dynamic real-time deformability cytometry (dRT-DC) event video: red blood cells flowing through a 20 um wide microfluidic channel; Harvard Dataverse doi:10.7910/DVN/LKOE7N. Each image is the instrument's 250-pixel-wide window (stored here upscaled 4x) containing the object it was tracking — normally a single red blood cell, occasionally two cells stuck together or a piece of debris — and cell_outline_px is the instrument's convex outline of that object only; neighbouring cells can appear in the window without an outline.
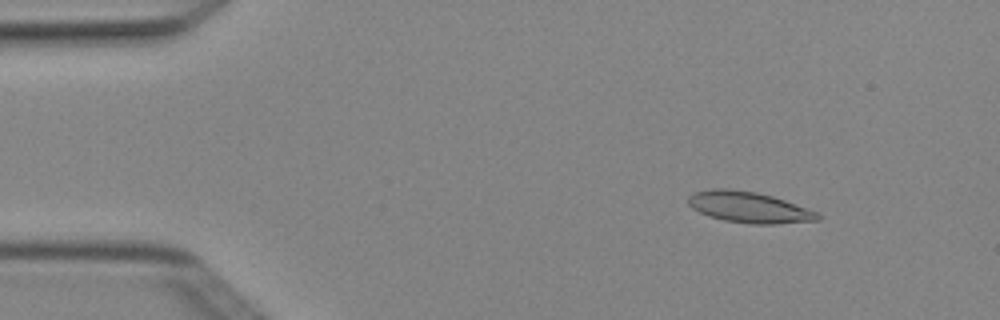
{"species": "Egyptian fruit bat (a non-hibernating species)", "species_latin": "Rousettus aegyptiacus", "temperature_condition": "cold", "stored_images_in_passage": 4, "camera_frame_rate_fps": 3000, "um_per_image_px": 0.085, "animal": {"sex": "female"}, "frame": {"image": 1, "passage_image": 2, "time_ms": 0.333, "image_size_px": [1000, 320], "cell_outline_px": [[820, 220], [776, 224], [752, 224], [724, 220], [708, 216], [692, 208], [688, 204], [688, 196], [692, 192], [712, 188], [728, 188], [756, 192], [772, 196], [784, 200], [816, 212], [820, 216]], "centroid_in_image_um": [63.6, 17.61], "position_along_channel_um": 21.4, "area_um2": 23.35}}